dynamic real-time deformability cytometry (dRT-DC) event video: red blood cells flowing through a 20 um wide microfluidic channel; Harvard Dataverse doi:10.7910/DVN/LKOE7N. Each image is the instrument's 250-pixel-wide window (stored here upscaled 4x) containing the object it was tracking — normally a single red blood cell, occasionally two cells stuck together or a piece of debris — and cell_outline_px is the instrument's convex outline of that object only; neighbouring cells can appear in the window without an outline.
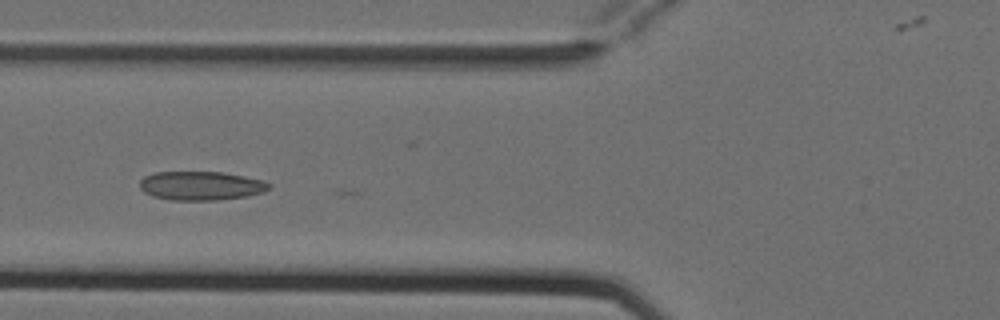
{"species": "Egyptian fruit bat (a non-hibernating species)", "species_latin": "Rousettus aegyptiacus", "temperature_condition": "cold", "stored_images_in_passage": 7, "camera_frame_rate_fps": 3000, "um_per_image_px": 0.085, "animal": {"sex": "female"}, "frame": {"image": 1, "passage_image": 5, "time_ms": 1.333, "image_size_px": [1000, 320], "cell_outline_px": [[272, 188], [264, 192], [248, 196], [216, 200], [172, 200], [152, 196], [144, 192], [140, 188], [140, 180], [144, 176], [156, 172], [224, 172], [244, 176], [260, 180], [272, 184]], "centroid_in_image_um": [17.1, 15.79], "position_along_channel_um": 108.7, "area_um2": 21.85}}
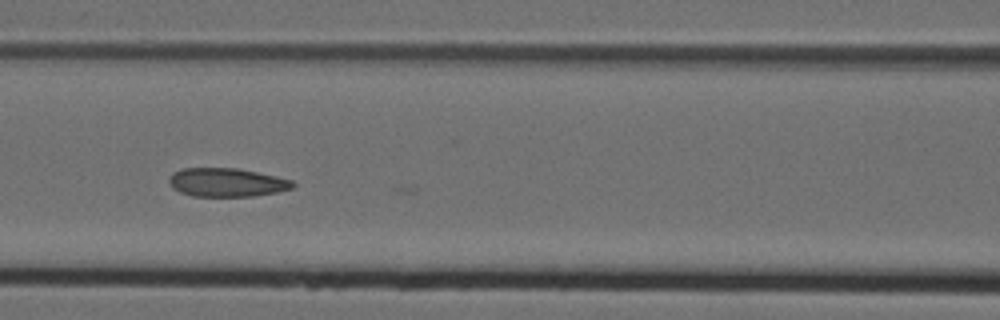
{"frame": {"image": 2, "passage_image": 6, "time_ms": 1.667, "image_size_px": [1000, 320], "cell_outline_px": [[296, 184], [292, 188], [276, 192], [252, 196], [192, 196], [180, 192], [172, 188], [168, 184], [168, 176], [172, 172], [180, 168], [236, 168], [276, 176], [292, 180]], "centroid_in_image_um": [19.21, 15.5], "position_along_channel_um": 147.4, "area_um2": 20.75}}
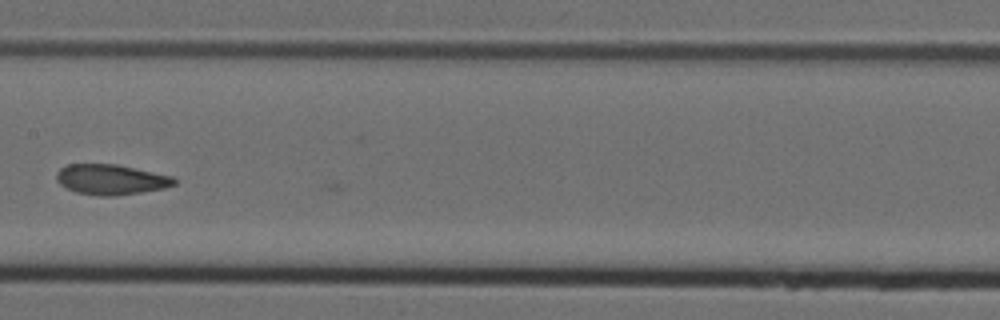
{"frame": {"image": 3, "passage_image": 7, "time_ms": 2.0, "image_size_px": [1000, 320], "cell_outline_px": [[176, 184], [164, 188], [116, 196], [96, 196], [76, 192], [60, 184], [56, 180], [56, 172], [60, 168], [68, 164], [116, 164], [172, 176], [176, 180]], "centroid_in_image_um": [9.41, 15.26], "position_along_channel_um": 198.0, "area_um2": 20.75}}